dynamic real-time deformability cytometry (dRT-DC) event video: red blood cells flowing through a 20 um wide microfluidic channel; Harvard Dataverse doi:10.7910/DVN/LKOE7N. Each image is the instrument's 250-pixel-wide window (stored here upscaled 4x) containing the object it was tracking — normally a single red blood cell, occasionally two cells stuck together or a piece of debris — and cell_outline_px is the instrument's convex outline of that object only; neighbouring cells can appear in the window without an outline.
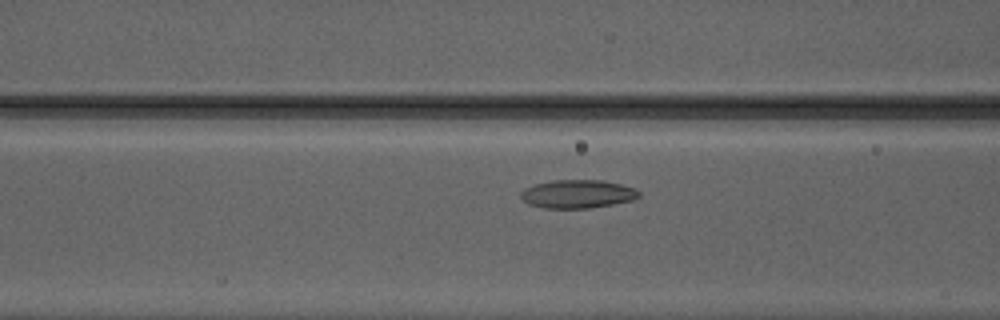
{"species": "Egyptian fruit bat (a non-hibernating species)", "species_latin": "Rousettus aegyptiacus", "temperature_condition": "warm", "stored_images_in_passage": 20, "camera_frame_rate_fps": 3000, "um_per_image_px": 0.085, "animal": {"sex": "male"}, "frame": {"image": 1, "passage_image": 12, "time_ms": 3.667, "image_size_px": [1000, 320], "cell_outline_px": [[640, 196], [632, 200], [612, 204], [588, 208], [544, 208], [528, 204], [520, 196], [520, 192], [524, 188], [532, 184], [552, 180], [604, 180], [636, 188], [640, 192]], "centroid_in_image_um": [49.07, 16.48], "position_along_channel_um": 117.5, "area_um2": 19.65}}
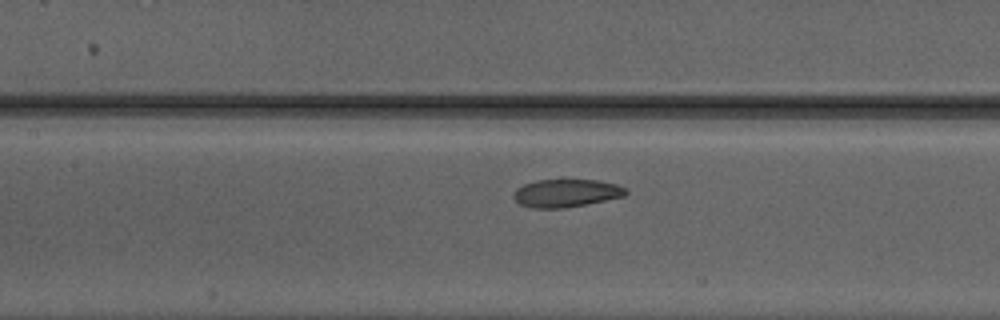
{"frame": {"image": 2, "passage_image": 15, "time_ms": 4.667, "image_size_px": [1000, 320], "cell_outline_px": [[628, 192], [624, 196], [564, 208], [532, 208], [520, 204], [512, 196], [516, 188], [524, 184], [536, 180], [596, 180], [616, 184], [624, 188]], "centroid_in_image_um": [48.08, 16.41], "position_along_channel_um": 159.3, "area_um2": 18.03}}
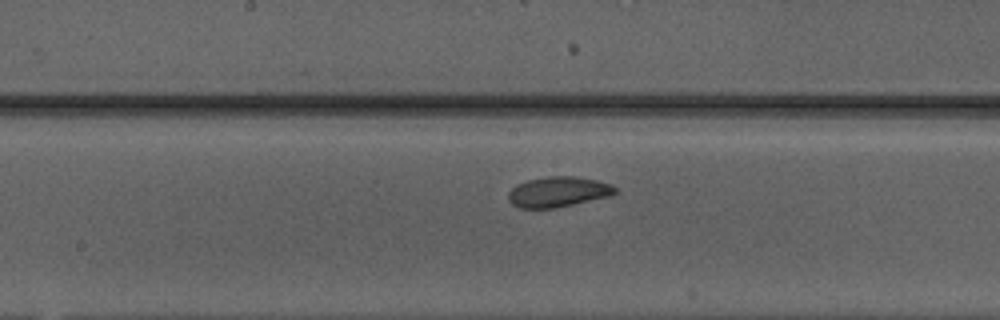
{"frame": {"image": 3, "passage_image": 18, "time_ms": 5.667, "image_size_px": [1000, 320], "cell_outline_px": [[616, 192], [608, 196], [556, 208], [520, 208], [512, 204], [508, 200], [508, 192], [512, 188], [528, 180], [548, 176], [572, 176], [596, 180], [612, 184], [616, 188]], "centroid_in_image_um": [47.43, 16.31], "position_along_channel_um": 200.8, "area_um2": 18.67}}